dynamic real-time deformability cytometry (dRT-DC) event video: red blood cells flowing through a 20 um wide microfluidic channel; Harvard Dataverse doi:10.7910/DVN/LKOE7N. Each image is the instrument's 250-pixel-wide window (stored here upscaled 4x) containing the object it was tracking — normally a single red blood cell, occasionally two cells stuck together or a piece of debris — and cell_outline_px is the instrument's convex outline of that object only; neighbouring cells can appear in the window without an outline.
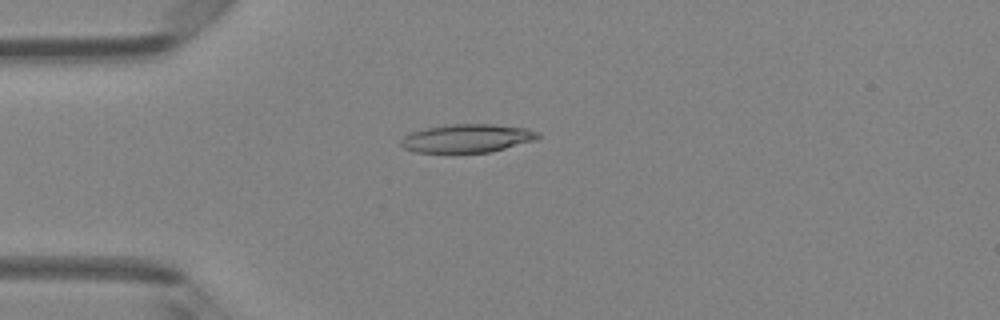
{"species": "Egyptian fruit bat (a non-hibernating species)", "species_latin": "Rousettus aegyptiacus", "temperature_condition": "room temperature", "stored_images_in_passage": 3, "camera_frame_rate_fps": 3000, "um_per_image_px": 0.085, "animal": {"sex": "female"}, "frame": {"image": 1, "passage_image": 3, "time_ms": 0.667, "image_size_px": [1000, 320], "cell_outline_px": [[540, 136], [536, 140], [492, 152], [416, 152], [404, 148], [400, 144], [400, 140], [404, 136], [412, 132], [424, 128], [444, 124], [492, 124], [528, 128], [540, 132]], "centroid_in_image_um": [39.73, 11.74], "position_along_channel_um": 45.3, "area_um2": 22.83}}